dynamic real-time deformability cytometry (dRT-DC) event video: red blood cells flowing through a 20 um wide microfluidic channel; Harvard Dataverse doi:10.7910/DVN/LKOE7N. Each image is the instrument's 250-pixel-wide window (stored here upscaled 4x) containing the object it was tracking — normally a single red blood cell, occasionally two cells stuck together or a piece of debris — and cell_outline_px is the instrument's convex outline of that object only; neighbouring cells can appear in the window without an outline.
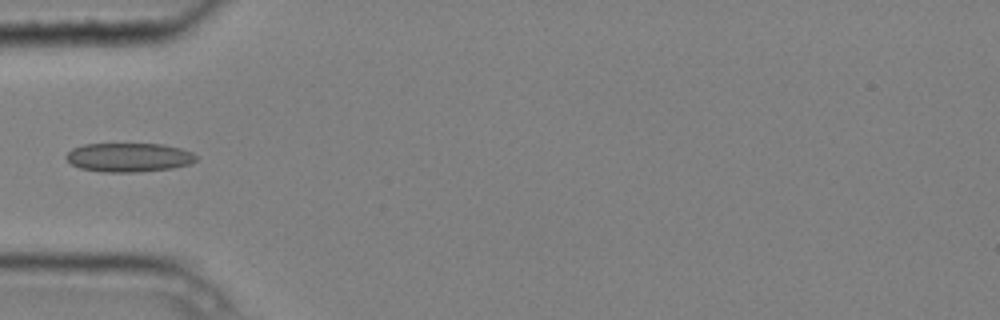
{"species": "common noctule bat (a hibernating species)", "species_latin": "Nyctalus noctula", "temperature_condition": "cold", "stored_images_in_passage": 5, "camera_frame_rate_fps": 3000, "um_per_image_px": 0.085, "animal": {"sex": "male", "body_mass_g": 20.4}, "frame": {"image": 1, "passage_image": 4, "time_ms": 1.0, "image_size_px": [1000, 320], "cell_outline_px": [[196, 160], [192, 164], [172, 168], [136, 172], [100, 172], [80, 168], [72, 164], [64, 156], [72, 148], [84, 144], [164, 144], [180, 148], [192, 152], [196, 156]], "centroid_in_image_um": [10.95, 13.38], "position_along_channel_um": 74.0, "area_um2": 22.02}}
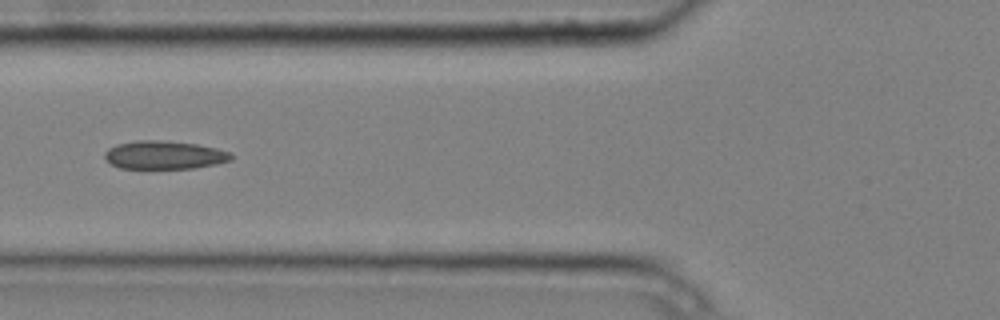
{"frame": {"image": 2, "passage_image": 5, "time_ms": 1.333, "image_size_px": [1000, 320], "cell_outline_px": [[236, 156], [232, 160], [216, 164], [196, 168], [120, 168], [112, 164], [104, 156], [104, 152], [108, 148], [116, 144], [140, 140], [160, 140], [196, 144], [216, 148], [232, 152]], "centroid_in_image_um": [14.02, 13.17], "position_along_channel_um": 111.8, "area_um2": 20.92}}